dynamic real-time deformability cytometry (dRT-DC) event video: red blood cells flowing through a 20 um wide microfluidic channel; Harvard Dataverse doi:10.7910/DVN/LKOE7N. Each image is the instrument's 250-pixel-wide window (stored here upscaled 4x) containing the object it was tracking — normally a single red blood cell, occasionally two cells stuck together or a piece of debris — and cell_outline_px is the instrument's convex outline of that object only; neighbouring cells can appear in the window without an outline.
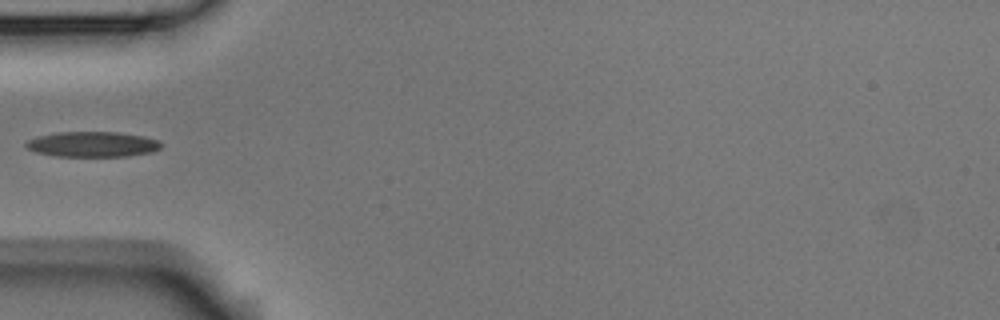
{"species": "Egyptian fruit bat (a non-hibernating species)", "species_latin": "Rousettus aegyptiacus", "temperature_condition": "room temperature", "stored_images_in_passage": 4, "camera_frame_rate_fps": 3000, "um_per_image_px": 0.085, "animal": {"sex": "male"}, "frame": {"image": 1, "passage_image": 4, "time_ms": 1.0, "image_size_px": [1000, 320], "cell_outline_px": [[164, 144], [160, 148], [152, 152], [128, 156], [56, 156], [36, 152], [28, 148], [24, 144], [28, 140], [36, 136], [56, 132], [120, 132], [144, 136], [160, 140]], "centroid_in_image_um": [7.9, 12.25], "position_along_channel_um": 77.1, "area_um2": 20.11}}